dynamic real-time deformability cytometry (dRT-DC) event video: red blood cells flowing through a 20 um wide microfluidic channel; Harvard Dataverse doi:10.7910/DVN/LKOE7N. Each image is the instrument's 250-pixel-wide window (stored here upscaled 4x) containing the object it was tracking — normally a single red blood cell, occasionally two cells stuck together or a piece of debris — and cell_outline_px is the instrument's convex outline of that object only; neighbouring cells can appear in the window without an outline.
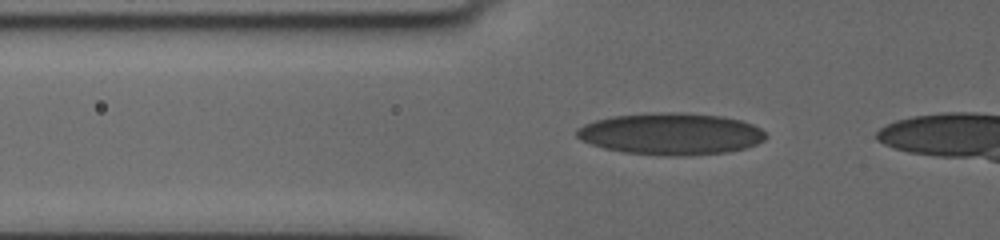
{"species": "human", "species_latin": "Homo sapiens", "temperature_condition": "cold", "stored_images_in_passage": 29, "camera_frame_rate_fps": 3000, "um_per_image_px": 0.085, "donor": {"sex": "female"}, "frame": {"image": 1, "passage_image": 26, "time_ms": 5.0, "image_size_px": [1000, 240], "cell_outline_px": [[768, 136], [764, 140], [756, 144], [744, 148], [728, 152], [688, 156], [624, 152], [604, 148], [580, 140], [576, 136], [576, 128], [584, 124], [596, 120], [612, 116], [660, 112], [684, 112], [720, 116], [740, 120], [752, 124], [760, 128]], "centroid_in_image_um": [57.03, 11.37], "position_along_channel_um": 68.8, "area_um2": 45.89}}